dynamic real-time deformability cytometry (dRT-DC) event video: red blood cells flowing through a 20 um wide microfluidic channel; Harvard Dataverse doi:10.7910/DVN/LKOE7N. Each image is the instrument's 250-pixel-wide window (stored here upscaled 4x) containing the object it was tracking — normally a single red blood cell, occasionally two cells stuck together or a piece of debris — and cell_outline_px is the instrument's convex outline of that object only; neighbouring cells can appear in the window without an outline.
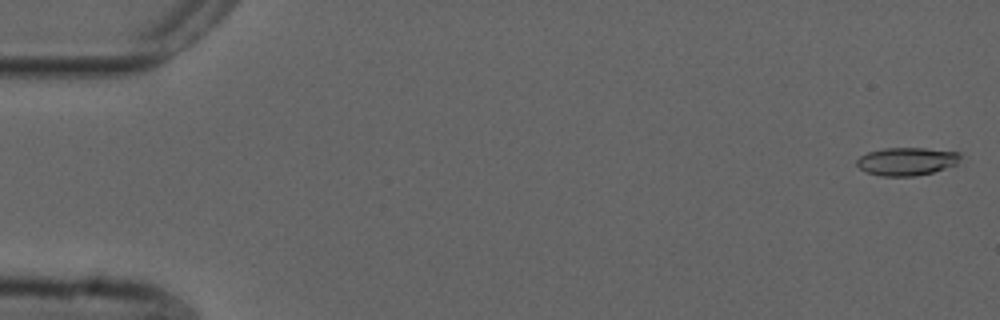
{"species": "common noctule bat (a hibernating species)", "species_latin": "Nyctalus noctula", "temperature_condition": "cold", "stored_images_in_passage": 55, "camera_frame_rate_fps": 3000, "um_per_image_px": 0.085, "animal": {"sex": "male", "forearm_length_mm": 52.5}, "frame": {"image": 1, "passage_image": 2, "time_ms": 0.333, "image_size_px": [1000, 320], "cell_outline_px": [[960, 156], [956, 164], [932, 172], [916, 176], [880, 176], [868, 172], [860, 168], [856, 164], [856, 160], [860, 156], [868, 152], [884, 148], [924, 148], [960, 152]], "centroid_in_image_um": [77.04, 13.71], "position_along_channel_um": 8.0, "area_um2": 16.76}}
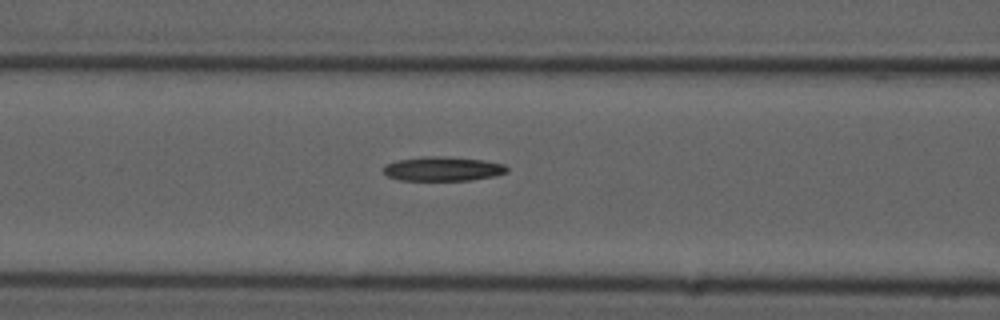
{"frame": {"image": 2, "passage_image": 23, "time_ms": 7.333, "image_size_px": [1000, 320], "cell_outline_px": [[508, 172], [496, 176], [468, 180], [400, 180], [388, 176], [384, 172], [384, 164], [396, 160], [424, 156], [444, 156], [484, 160], [504, 164], [508, 168]], "centroid_in_image_um": [37.65, 14.34], "position_along_channel_um": 129.0, "area_um2": 17.57}}
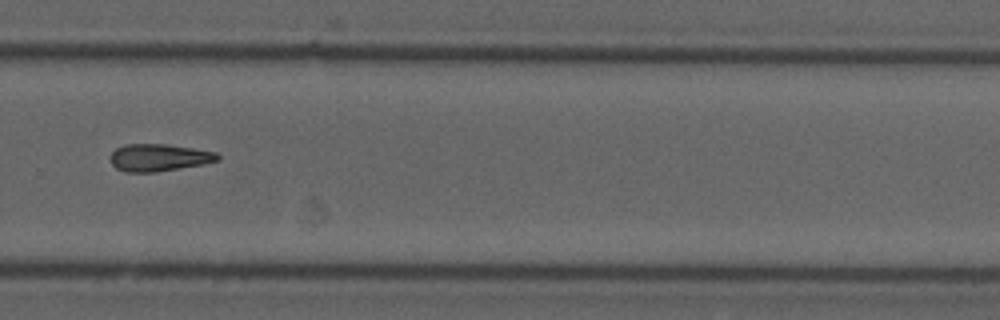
{"frame": {"image": 3, "passage_image": 38, "time_ms": 12.333, "image_size_px": [1000, 320], "cell_outline_px": [[220, 160], [200, 164], [156, 172], [124, 172], [116, 168], [112, 164], [108, 156], [116, 148], [124, 144], [164, 144], [192, 148], [216, 152], [220, 156]], "centroid_in_image_um": [13.45, 13.39], "position_along_channel_um": 316.4, "area_um2": 16.99}}